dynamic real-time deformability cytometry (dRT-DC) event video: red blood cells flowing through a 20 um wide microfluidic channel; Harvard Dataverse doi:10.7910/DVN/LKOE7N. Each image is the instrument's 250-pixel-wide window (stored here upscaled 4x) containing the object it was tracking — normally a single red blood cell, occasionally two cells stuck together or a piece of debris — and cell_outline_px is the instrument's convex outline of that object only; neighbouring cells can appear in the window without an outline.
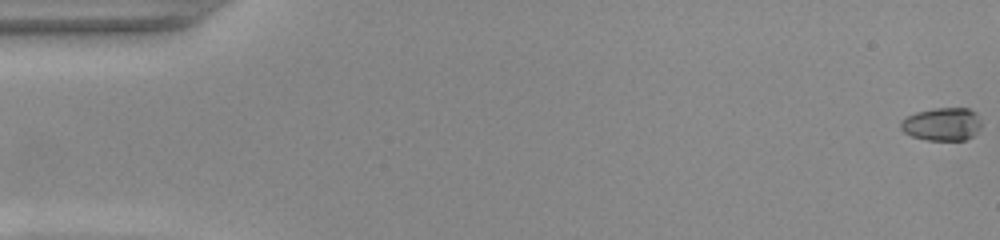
{"species": "common noctule bat (a hibernating species)", "species_latin": "Nyctalus noctula", "temperature_condition": "warm", "stored_images_in_passage": 51, "camera_frame_rate_fps": 3000, "um_per_image_px": 0.085, "animal": {"sex": "female", "body_mass_g": 22.0, "forearm_length_mm": 56.7}, "frame": {"image": 1, "passage_image": 1, "time_ms": 0.0, "image_size_px": [1000, 240], "cell_outline_px": [[980, 128], [972, 136], [964, 140], [924, 140], [912, 136], [904, 132], [900, 128], [900, 120], [916, 112], [936, 108], [968, 108], [976, 112], [980, 124]], "centroid_in_image_um": [80.05, 10.55], "position_along_channel_um": 5.0, "area_um2": 15.49}}
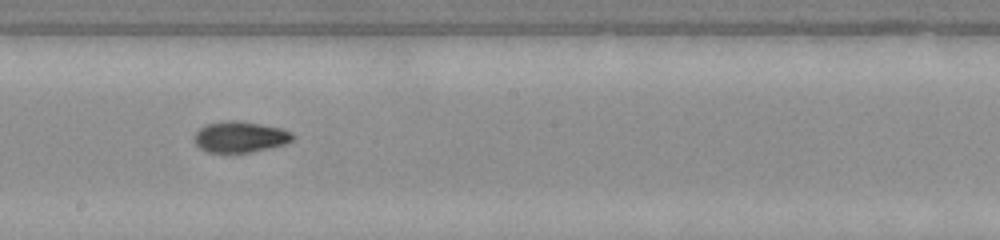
{"frame": {"image": 2, "passage_image": 30, "time_ms": 9.667, "image_size_px": [1000, 240], "cell_outline_px": [[296, 136], [292, 140], [284, 144], [252, 152], [208, 152], [200, 148], [196, 144], [196, 132], [200, 128], [208, 124], [228, 120], [236, 120], [260, 124], [280, 128], [292, 132]], "centroid_in_image_um": [20.44, 11.63], "position_along_channel_um": 227.8, "area_um2": 17.51}}
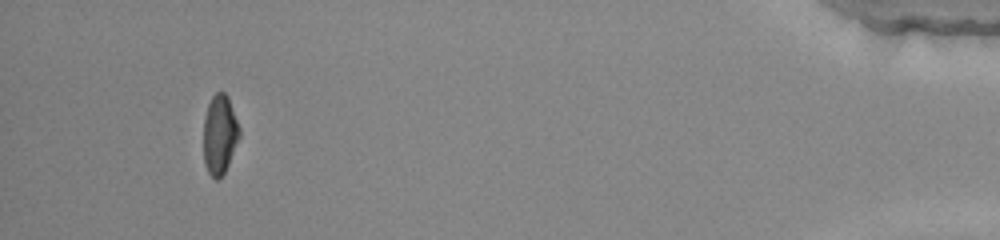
{"frame": {"image": 3, "passage_image": 50, "time_ms": 16.333, "image_size_px": [1000, 240], "cell_outline_px": [[240, 136], [228, 164], [220, 180], [216, 180], [208, 172], [204, 164], [204, 116], [208, 104], [212, 96], [216, 92], [224, 92], [228, 96], [240, 128]], "centroid_in_image_um": [18.67, 11.43], "position_along_channel_um": 416.5, "area_um2": 16.65}}